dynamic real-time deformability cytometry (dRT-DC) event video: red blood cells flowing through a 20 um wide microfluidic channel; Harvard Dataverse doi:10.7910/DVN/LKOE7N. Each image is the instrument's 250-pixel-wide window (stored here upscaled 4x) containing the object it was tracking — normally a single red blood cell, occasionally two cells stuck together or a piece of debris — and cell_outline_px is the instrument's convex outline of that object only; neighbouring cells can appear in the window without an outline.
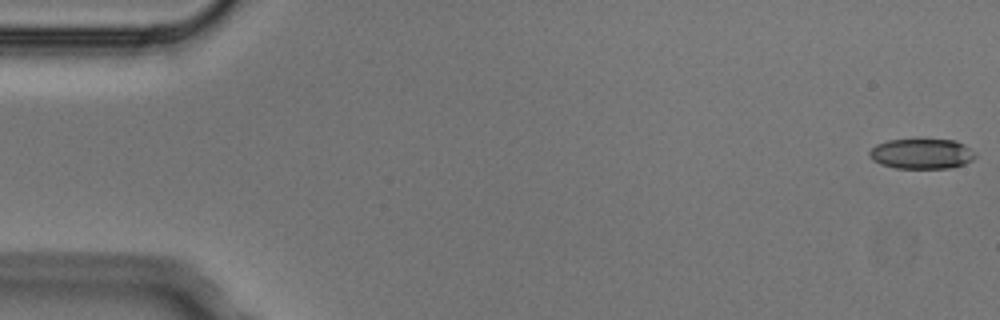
{"species": "Egyptian fruit bat (a non-hibernating species)", "species_latin": "Rousettus aegyptiacus", "temperature_condition": "cold", "stored_images_in_passage": 5, "camera_frame_rate_fps": 3000, "um_per_image_px": 0.085, "animal": {"sex": "male"}, "frame": {"image": 1, "passage_image": 1, "time_ms": 0.0, "image_size_px": [1000, 320], "cell_outline_px": [[976, 156], [972, 160], [964, 164], [952, 168], [896, 168], [880, 164], [872, 160], [868, 152], [876, 144], [888, 140], [916, 136], [924, 136], [956, 140], [964, 144], [976, 152]], "centroid_in_image_um": [78.35, 13.0], "position_along_channel_um": 6.6, "area_um2": 19.77}}